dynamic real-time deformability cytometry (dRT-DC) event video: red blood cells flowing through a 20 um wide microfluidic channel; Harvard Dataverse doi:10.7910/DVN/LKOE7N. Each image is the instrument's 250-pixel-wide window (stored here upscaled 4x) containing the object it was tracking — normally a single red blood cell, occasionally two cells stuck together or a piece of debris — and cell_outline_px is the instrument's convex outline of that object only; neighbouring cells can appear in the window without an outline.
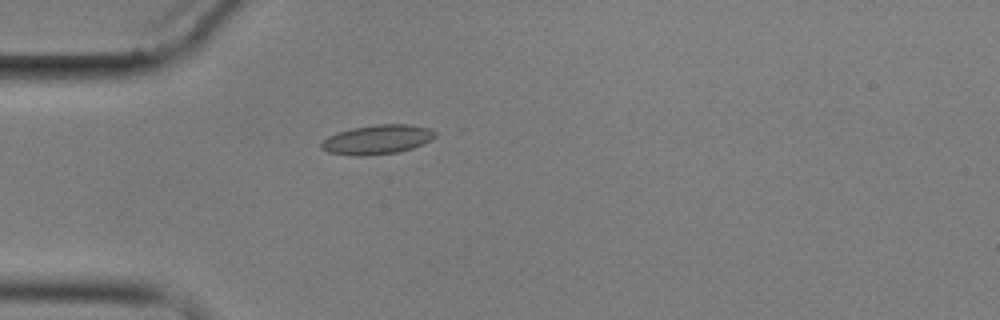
{"species": "common noctule bat (a hibernating species)", "species_latin": "Nyctalus noctula", "temperature_condition": "cold", "stored_images_in_passage": 1, "camera_frame_rate_fps": 3000, "um_per_image_px": 0.085, "animal": {"sex": "male", "body_mass_g": 17.9}, "frame": {"image": 1, "passage_image": 1, "time_ms": 0.0, "image_size_px": [1000, 320], "cell_outline_px": [[436, 136], [432, 140], [424, 144], [400, 152], [360, 156], [356, 156], [328, 152], [320, 148], [320, 144], [328, 136], [336, 132], [352, 128], [376, 124], [412, 124], [428, 128], [436, 132]], "centroid_in_image_um": [32.08, 11.85], "position_along_channel_um": 52.9, "area_um2": 19.65}}